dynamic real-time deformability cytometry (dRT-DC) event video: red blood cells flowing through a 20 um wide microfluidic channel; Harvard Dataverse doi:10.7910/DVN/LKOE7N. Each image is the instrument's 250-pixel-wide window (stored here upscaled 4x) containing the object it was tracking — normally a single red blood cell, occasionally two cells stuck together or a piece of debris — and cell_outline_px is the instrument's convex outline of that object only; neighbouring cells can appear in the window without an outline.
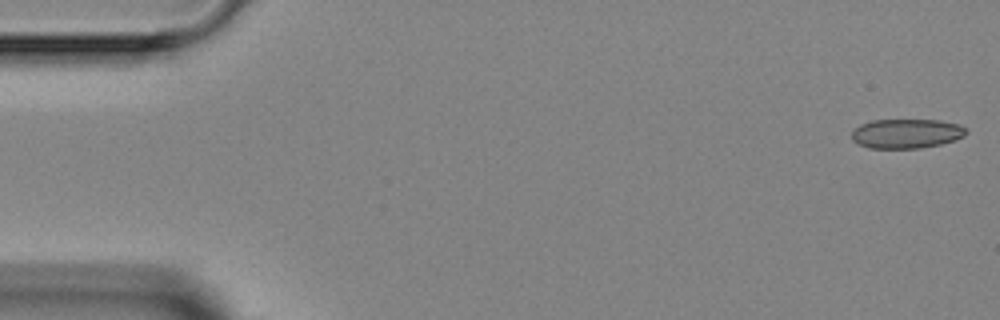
{"species": "Egyptian fruit bat (a non-hibernating species)", "species_latin": "Rousettus aegyptiacus", "temperature_condition": "room temperature", "stored_images_in_passage": 5, "camera_frame_rate_fps": 3000, "um_per_image_px": 0.085, "animal": {"sex": "female"}, "frame": {"image": 1, "passage_image": 1, "time_ms": 0.0, "image_size_px": [1000, 320], "cell_outline_px": [[968, 132], [964, 136], [956, 140], [940, 144], [920, 148], [868, 148], [852, 140], [852, 132], [860, 124], [872, 120], [940, 120], [960, 124], [968, 128]], "centroid_in_image_um": [77.1, 11.35], "position_along_channel_um": 7.9, "area_um2": 19.77}}
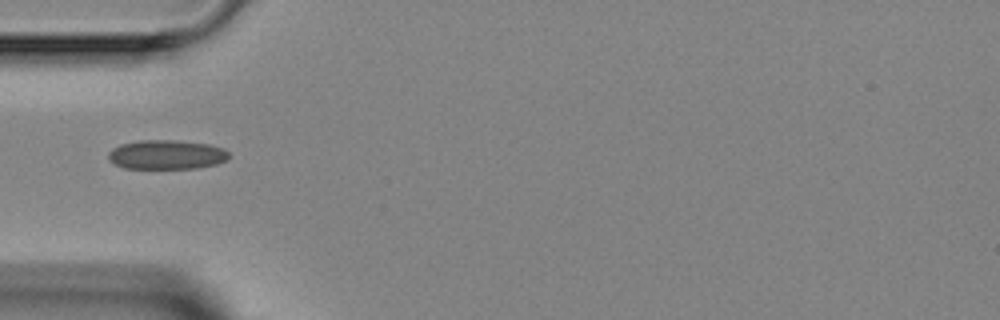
{"frame": {"image": 2, "passage_image": 4, "time_ms": 4.667, "image_size_px": [1000, 320], "cell_outline_px": [[228, 160], [216, 164], [200, 168], [124, 168], [108, 160], [108, 152], [112, 148], [120, 144], [140, 140], [176, 140], [208, 144], [224, 148], [228, 152]], "centroid_in_image_um": [14.16, 13.14], "position_along_channel_um": 70.8, "area_um2": 20.69}}
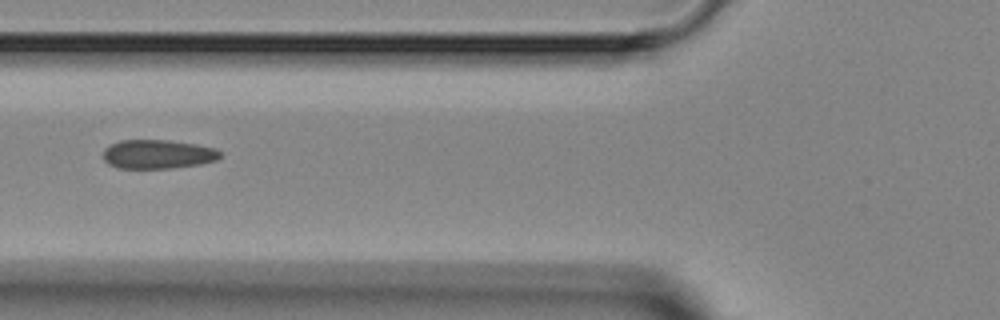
{"frame": {"image": 3, "passage_image": 5, "time_ms": 5.667, "image_size_px": [1000, 320], "cell_outline_px": [[220, 156], [216, 160], [200, 164], [168, 168], [120, 168], [108, 164], [104, 160], [104, 148], [120, 140], [168, 140], [196, 144], [216, 148], [220, 152]], "centroid_in_image_um": [13.41, 13.1], "position_along_channel_um": 112.4, "area_um2": 19.65}}